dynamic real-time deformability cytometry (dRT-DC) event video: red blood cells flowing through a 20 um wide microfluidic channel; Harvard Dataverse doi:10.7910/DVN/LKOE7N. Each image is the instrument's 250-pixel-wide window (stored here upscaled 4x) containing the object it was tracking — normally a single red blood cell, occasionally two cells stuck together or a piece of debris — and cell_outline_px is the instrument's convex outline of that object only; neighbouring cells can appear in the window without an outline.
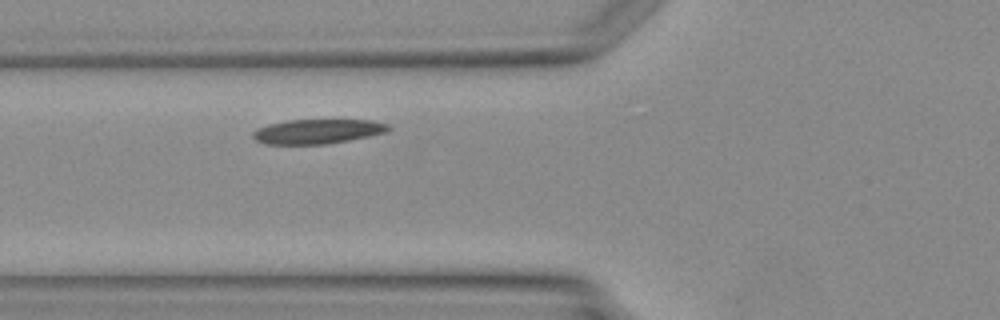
{"species": "Egyptian fruit bat (a non-hibernating species)", "species_latin": "Rousettus aegyptiacus", "temperature_condition": "warm", "stored_images_in_passage": 5, "camera_frame_rate_fps": 3000, "um_per_image_px": 0.085, "animal": {"sex": "female"}, "frame": {"image": 1, "passage_image": 5, "time_ms": 4.667, "image_size_px": [1000, 320], "cell_outline_px": [[392, 128], [388, 132], [328, 144], [264, 144], [256, 140], [252, 136], [252, 132], [256, 128], [268, 124], [288, 120], [372, 120], [388, 124]], "centroid_in_image_um": [26.98, 11.17], "position_along_channel_um": 98.8, "area_um2": 19.48}}